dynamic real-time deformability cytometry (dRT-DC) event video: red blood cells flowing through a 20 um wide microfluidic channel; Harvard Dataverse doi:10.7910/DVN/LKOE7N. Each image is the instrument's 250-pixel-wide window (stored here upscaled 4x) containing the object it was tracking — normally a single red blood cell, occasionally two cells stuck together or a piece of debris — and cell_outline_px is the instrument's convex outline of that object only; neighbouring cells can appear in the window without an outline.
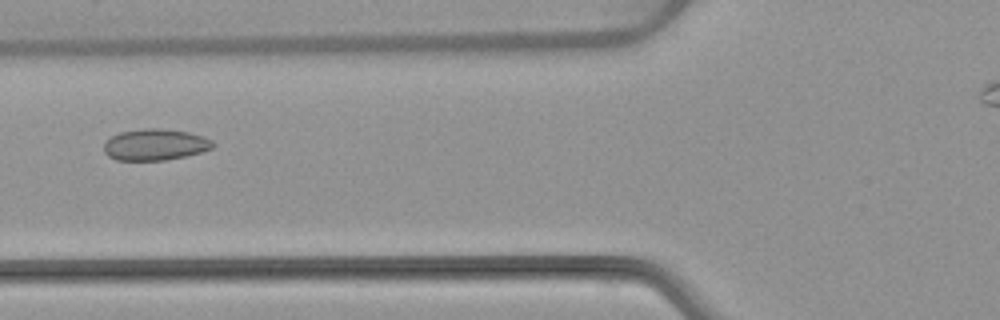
{"species": "common noctule bat (a hibernating species)", "species_latin": "Nyctalus noctula", "temperature_condition": "warm", "stored_images_in_passage": 4, "camera_frame_rate_fps": 3000, "um_per_image_px": 0.085, "animal": {"sex": "female", "body_mass_g": 22.7, "forearm_length_mm": 54.2}, "frame": {"image": 1, "passage_image": 4, "time_ms": 3.667, "image_size_px": [1000, 320], "cell_outline_px": [[216, 144], [212, 148], [200, 152], [184, 156], [164, 160], [116, 160], [108, 156], [104, 152], [104, 144], [112, 136], [120, 132], [144, 128], [160, 128], [188, 132], [204, 136], [212, 140]], "centroid_in_image_um": [13.19, 12.29], "position_along_channel_um": 112.6, "area_um2": 19.88}}